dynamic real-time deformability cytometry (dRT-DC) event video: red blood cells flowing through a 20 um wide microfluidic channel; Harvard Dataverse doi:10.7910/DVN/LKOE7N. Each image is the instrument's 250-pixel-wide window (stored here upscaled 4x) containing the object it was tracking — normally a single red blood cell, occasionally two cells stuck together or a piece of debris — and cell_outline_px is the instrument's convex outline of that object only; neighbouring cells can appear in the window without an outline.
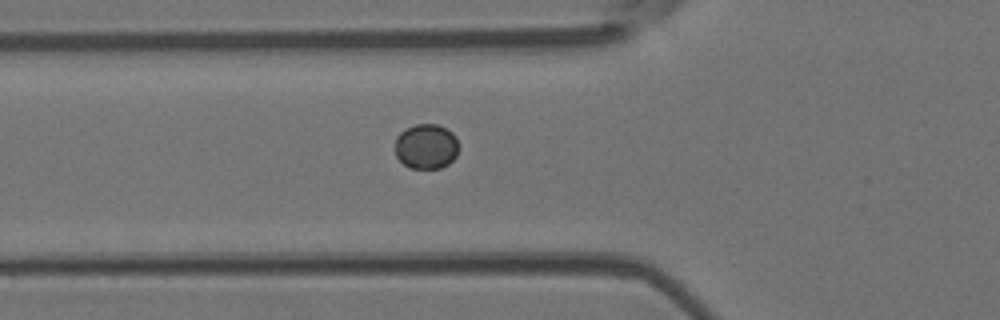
{"species": "Egyptian fruit bat (a non-hibernating species)", "species_latin": "Rousettus aegyptiacus", "temperature_condition": "room temperature", "stored_images_in_passage": 37, "camera_frame_rate_fps": 3000, "um_per_image_px": 0.085, "animal": {"sex": "female"}, "frame": {"image": 1, "passage_image": 7, "time_ms": 2.0, "image_size_px": [1000, 320], "cell_outline_px": [[456, 156], [448, 164], [440, 168], [408, 168], [396, 156], [396, 136], [404, 128], [416, 124], [436, 124], [452, 132], [456, 136]], "centroid_in_image_um": [36.19, 12.44], "position_along_channel_um": 89.6, "area_um2": 16.59}}
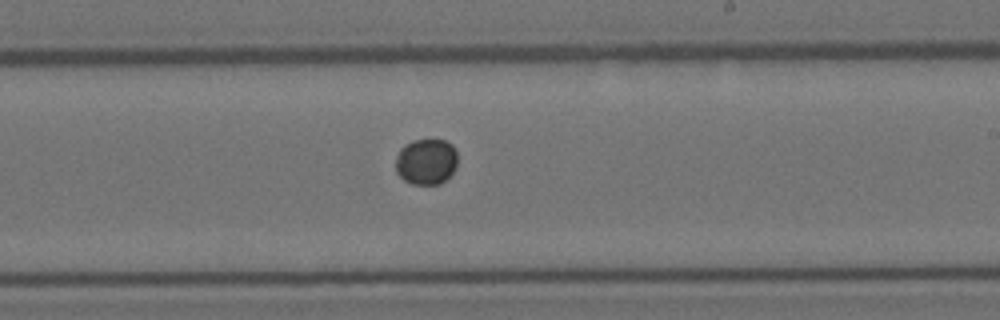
{"frame": {"image": 2, "passage_image": 19, "time_ms": 6.0, "image_size_px": [1000, 320], "cell_outline_px": [[456, 168], [440, 184], [412, 184], [404, 180], [396, 172], [396, 156], [400, 148], [404, 144], [412, 140], [444, 140], [452, 144], [456, 152]], "centroid_in_image_um": [36.2, 13.73], "position_along_channel_um": 252.8, "area_um2": 16.59}}
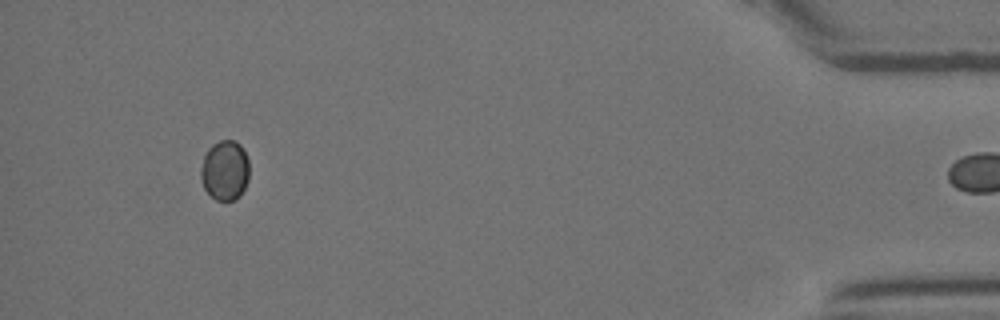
{"frame": {"image": 3, "passage_image": 36, "time_ms": 11.667, "image_size_px": [1000, 320], "cell_outline_px": [[248, 180], [240, 196], [232, 200], [216, 200], [204, 188], [200, 176], [200, 168], [204, 156], [208, 148], [212, 144], [220, 140], [236, 140], [240, 144], [248, 160]], "centroid_in_image_um": [19.1, 14.46], "position_along_channel_um": 416.1, "area_um2": 16.94}}